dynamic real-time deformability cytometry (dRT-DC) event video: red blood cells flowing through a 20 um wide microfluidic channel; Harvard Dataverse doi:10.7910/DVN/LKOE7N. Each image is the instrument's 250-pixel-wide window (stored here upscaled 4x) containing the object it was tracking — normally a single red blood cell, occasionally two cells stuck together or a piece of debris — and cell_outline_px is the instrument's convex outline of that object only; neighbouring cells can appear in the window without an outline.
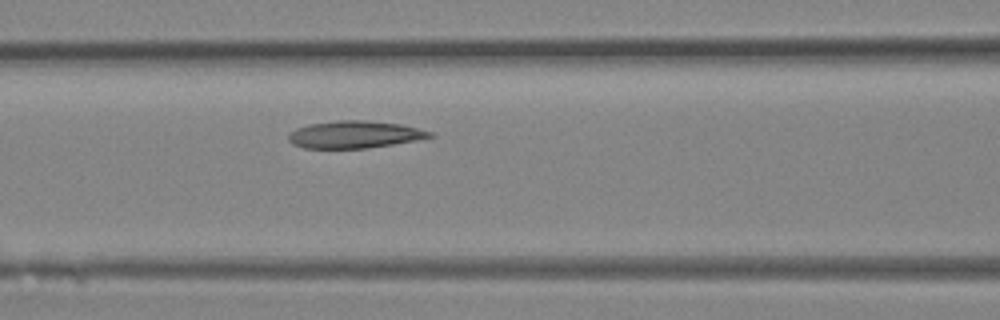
{"species": "Egyptian fruit bat (a non-hibernating species)", "species_latin": "Rousettus aegyptiacus", "temperature_condition": "room temperature", "stored_images_in_passage": 22, "camera_frame_rate_fps": 3000, "um_per_image_px": 0.085, "animal": {"sex": "female"}, "frame": {"image": 1, "passage_image": 10, "time_ms": 3.0, "image_size_px": [1000, 320], "cell_outline_px": [[436, 136], [392, 144], [368, 148], [304, 148], [292, 144], [288, 140], [288, 132], [296, 128], [308, 124], [336, 120], [364, 120], [400, 124], [432, 132]], "centroid_in_image_um": [30.08, 11.43], "position_along_channel_um": 136.5, "area_um2": 22.43}}
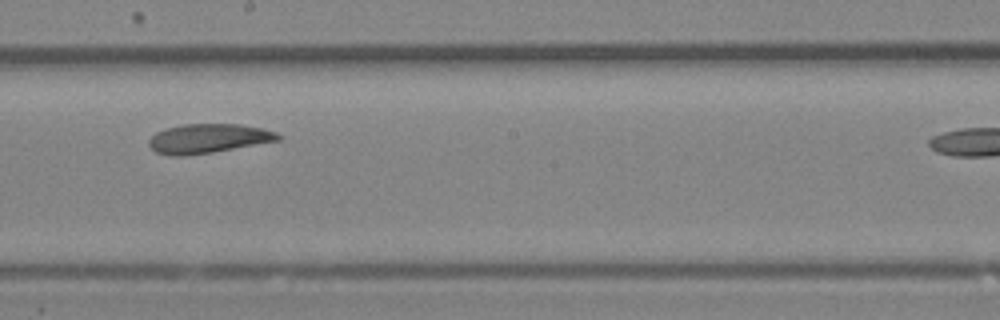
{"frame": {"image": 2, "passage_image": 15, "time_ms": 4.667, "image_size_px": [1000, 320], "cell_outline_px": [[284, 136], [280, 140], [212, 152], [180, 156], [172, 156], [156, 152], [148, 144], [148, 140], [156, 132], [168, 128], [184, 124], [240, 124], [264, 128], [276, 132]], "centroid_in_image_um": [17.73, 11.76], "position_along_channel_um": 230.5, "area_um2": 21.96}}
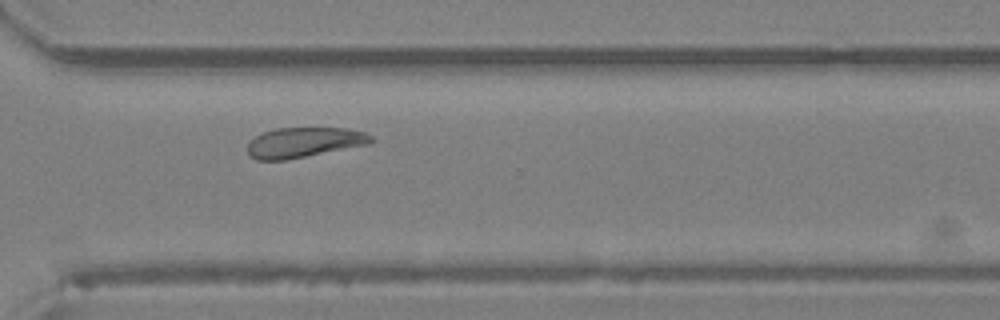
{"frame": {"image": 3, "passage_image": 21, "time_ms": 6.667, "image_size_px": [1000, 320], "cell_outline_px": [[372, 140], [368, 144], [284, 160], [256, 160], [248, 156], [248, 140], [264, 132], [276, 128], [344, 128], [364, 132], [372, 136]], "centroid_in_image_um": [25.77, 12.1], "position_along_channel_um": 344.8, "area_um2": 21.44}}